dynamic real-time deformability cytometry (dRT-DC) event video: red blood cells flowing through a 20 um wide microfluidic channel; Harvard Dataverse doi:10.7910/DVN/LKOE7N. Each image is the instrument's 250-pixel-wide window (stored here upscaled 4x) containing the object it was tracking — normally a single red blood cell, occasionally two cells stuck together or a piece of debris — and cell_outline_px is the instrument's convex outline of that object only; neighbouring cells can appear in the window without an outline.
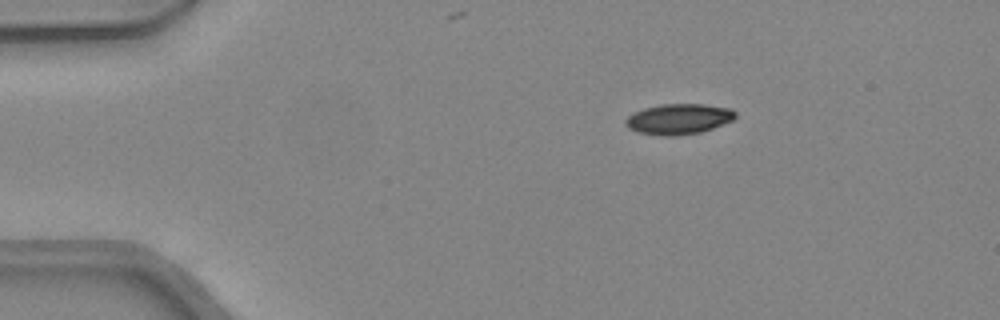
{"species": "common noctule bat (a hibernating species)", "species_latin": "Nyctalus noctula", "temperature_condition": "warm", "stored_images_in_passage": 40, "camera_frame_rate_fps": 3000, "um_per_image_px": 0.085, "animal": {"sex": "female", "body_mass_g": 24.6, "forearm_length_mm": 56.2}, "frame": {"image": 1, "passage_image": 1, "time_ms": 0.0, "image_size_px": [1000, 320], "cell_outline_px": [[736, 116], [732, 120], [712, 128], [700, 132], [676, 136], [664, 136], [640, 132], [628, 128], [624, 124], [624, 120], [628, 116], [644, 108], [660, 104], [704, 104], [732, 108], [736, 112]], "centroid_in_image_um": [57.69, 10.11], "position_along_channel_um": 27.3, "area_um2": 19.48}}
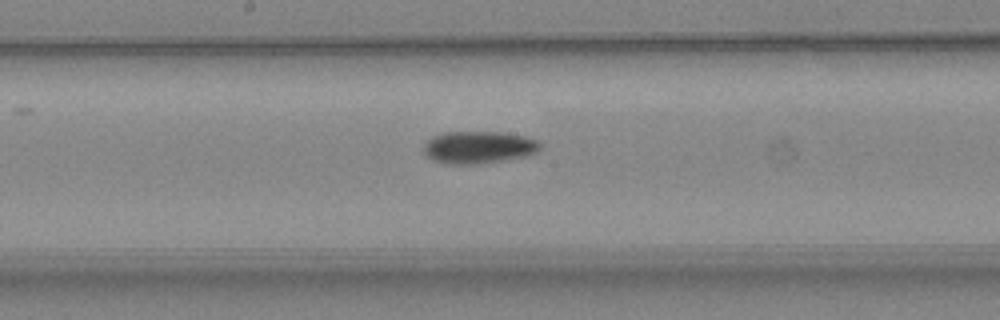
{"frame": {"image": 2, "passage_image": 18, "time_ms": 5.667, "image_size_px": [1000, 320], "cell_outline_px": [[540, 148], [536, 152], [528, 156], [504, 160], [476, 164], [448, 164], [432, 160], [424, 152], [424, 144], [432, 136], [444, 132], [504, 132], [524, 136], [540, 140]], "centroid_in_image_um": [40.7, 12.51], "position_along_channel_um": 207.5, "area_um2": 22.08}}
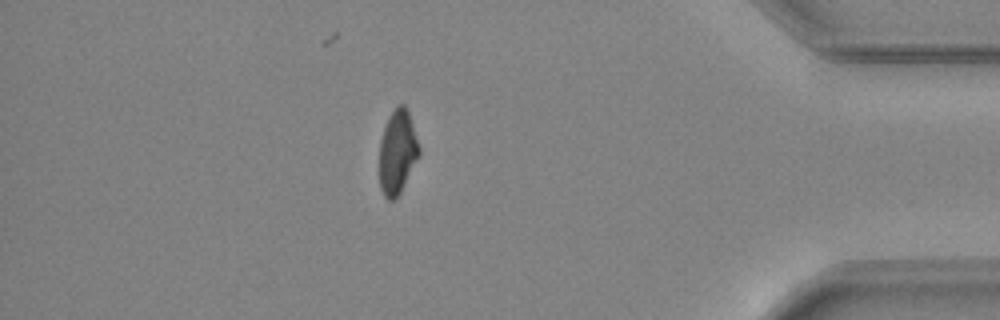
{"frame": {"image": 3, "passage_image": 34, "time_ms": 11.0, "image_size_px": [1000, 320], "cell_outline_px": [[420, 156], [400, 192], [392, 200], [388, 200], [384, 196], [380, 188], [380, 140], [388, 116], [400, 104], [404, 104], [408, 112], [420, 148]], "centroid_in_image_um": [33.78, 12.94], "position_along_channel_um": 401.4, "area_um2": 19.19}, "authors_computed_cell_mechanics": {"area_um2": 20.8947, "velocity_mm_per_s": 4.3924, "shape_relaxation_time_tau1_ms": 7.7073, "shape_relaxation_time_tau2_ms": 6.9713, "deformation_change_tau1": 0.2015, "deformation_change_tau2": 0.1384}}